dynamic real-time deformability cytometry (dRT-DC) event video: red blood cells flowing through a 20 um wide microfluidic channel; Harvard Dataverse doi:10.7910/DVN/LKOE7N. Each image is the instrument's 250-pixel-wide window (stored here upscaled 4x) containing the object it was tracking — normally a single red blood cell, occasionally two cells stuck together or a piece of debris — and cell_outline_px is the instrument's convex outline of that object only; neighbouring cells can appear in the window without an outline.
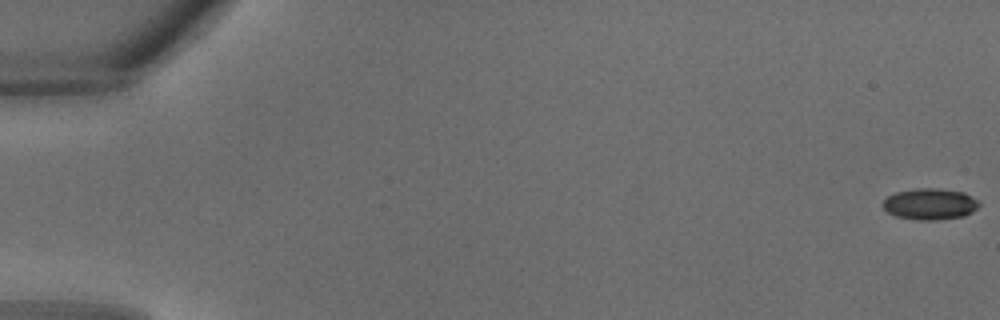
{"species": "common noctule bat (a hibernating species)", "species_latin": "Nyctalus noctula", "temperature_condition": "warm", "stored_images_in_passage": 12, "camera_frame_rate_fps": 3000, "um_per_image_px": 0.085, "animal": {"sex": "male", "body_mass_g": 18.8}, "frame": {"image": 1, "passage_image": 1, "time_ms": 0.0, "image_size_px": [1000, 320], "cell_outline_px": [[980, 204], [972, 212], [964, 216], [936, 220], [920, 220], [896, 216], [888, 212], [880, 204], [888, 196], [896, 192], [916, 188], [940, 188], [964, 192], [976, 200]], "centroid_in_image_um": [79.03, 17.33], "position_along_channel_um": 6.0, "area_um2": 17.51}}
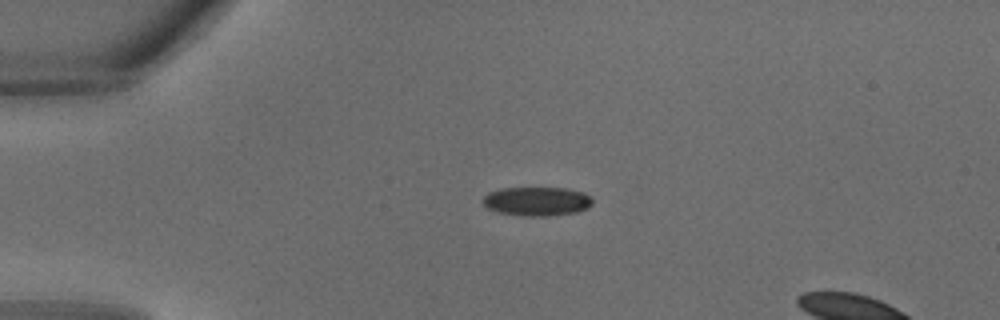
{"frame": {"image": 2, "passage_image": 9, "time_ms": 2.667, "image_size_px": [1000, 320], "cell_outline_px": [[592, 204], [588, 208], [576, 212], [548, 216], [524, 216], [496, 212], [488, 208], [484, 204], [484, 196], [488, 192], [500, 188], [568, 188], [584, 192], [592, 200]], "centroid_in_image_um": [45.63, 17.11], "position_along_channel_um": 39.4, "area_um2": 18.55}}